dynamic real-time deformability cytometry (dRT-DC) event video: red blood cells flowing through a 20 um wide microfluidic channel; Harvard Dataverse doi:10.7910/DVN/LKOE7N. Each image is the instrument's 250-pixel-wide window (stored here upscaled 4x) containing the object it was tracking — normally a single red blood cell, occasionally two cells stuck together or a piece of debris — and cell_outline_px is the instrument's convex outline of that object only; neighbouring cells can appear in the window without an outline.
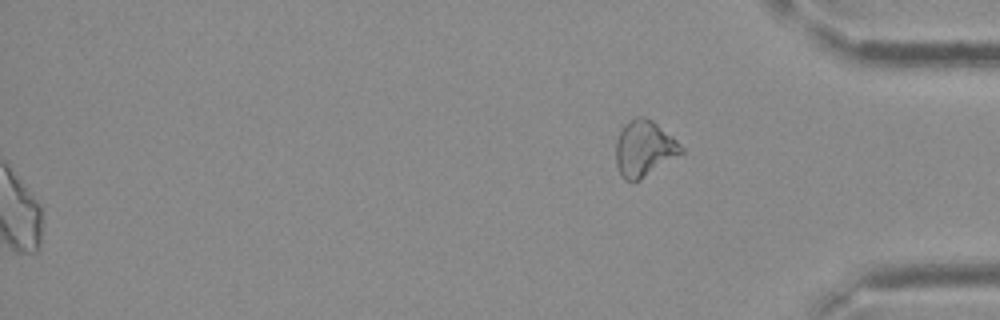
{"species": "Egyptian fruit bat (a non-hibernating species)", "species_latin": "Rousettus aegyptiacus", "temperature_condition": "cold", "stored_images_in_passage": 38, "segment_of_instrument_passage": [2, 2], "camera_frame_rate_fps": 3000, "um_per_image_px": 0.085, "frame": {"image": 1, "passage_image": 38, "time_ms": 12.333, "image_size_px": [1000, 320], "cell_outline_px": [[684, 152], [640, 180], [624, 180], [620, 176], [616, 164], [616, 140], [624, 124], [628, 120], [636, 116], [644, 116], [652, 120], [672, 136], [684, 148]], "centroid_in_image_um": [54.74, 12.62], "position_along_channel_um": 380.5, "area_um2": 21.33}}